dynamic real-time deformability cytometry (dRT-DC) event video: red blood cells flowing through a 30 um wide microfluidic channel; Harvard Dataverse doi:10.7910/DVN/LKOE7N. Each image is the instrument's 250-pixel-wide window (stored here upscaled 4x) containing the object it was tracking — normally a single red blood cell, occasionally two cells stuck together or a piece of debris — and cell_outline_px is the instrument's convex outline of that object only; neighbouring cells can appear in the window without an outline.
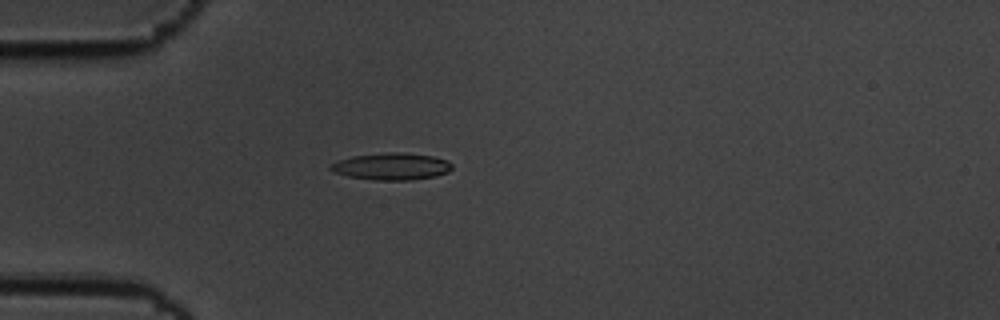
{"species": "common noctule bat (a hibernating species)", "species_latin": "Nyctalus noctula", "temperature_condition": "cold", "stored_images_in_passage": 58, "camera_frame_rate_fps": 3000, "um_per_image_px": 0.085, "animal": {"sex": "male", "body_mass_g": 19.5, "forearm_length_mm": 54.6}, "frame": {"image": 1, "passage_image": 17, "time_ms": 5.333, "image_size_px": [1000, 320], "cell_outline_px": [[452, 168], [448, 172], [436, 176], [408, 180], [376, 180], [348, 176], [336, 172], [328, 168], [332, 164], [340, 160], [352, 156], [384, 152], [404, 152], [432, 156], [448, 160], [452, 164]], "centroid_in_image_um": [33.32, 14.13], "position_along_channel_um": 51.7, "area_um2": 19.02}}
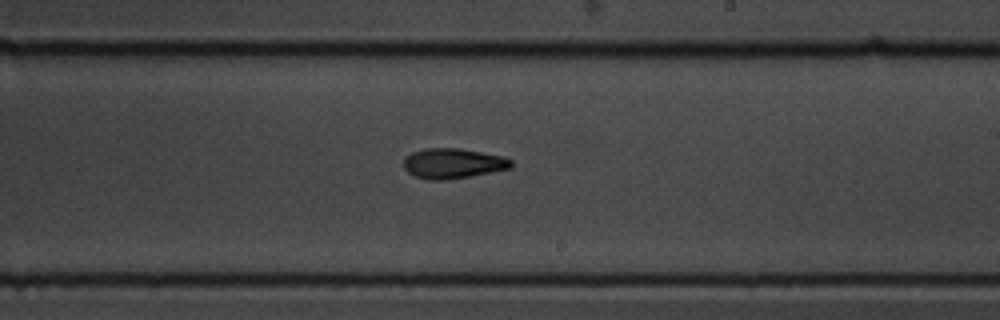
{"frame": {"image": 2, "passage_image": 35, "time_ms": 11.333, "image_size_px": [1000, 320], "cell_outline_px": [[512, 168], [468, 176], [444, 180], [428, 180], [416, 176], [408, 172], [404, 168], [404, 160], [412, 152], [424, 148], [460, 148], [504, 156], [512, 160]], "centroid_in_image_um": [38.51, 13.88], "position_along_channel_um": 250.5, "area_um2": 18.79}}
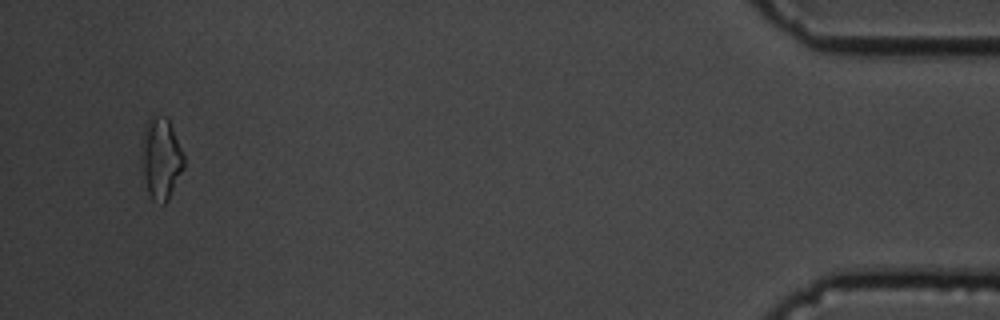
{"frame": {"image": 3, "passage_image": 56, "time_ms": 18.333, "image_size_px": [1000, 320], "cell_outline_px": [[184, 168], [168, 200], [164, 204], [160, 204], [152, 200], [148, 192], [144, 176], [144, 128], [148, 120], [152, 116], [164, 116], [168, 120], [172, 128], [184, 156]], "centroid_in_image_um": [13.73, 13.52], "position_along_channel_um": 421.5, "area_um2": 19.31}, "authors_computed_cell_mechanics": {"area_um2": 17.9758, "velocity_mm_per_s": 3.4979, "shape_relaxation_time_tau1_ms": 4.1074, "shape_relaxation_time_tau2_ms": null, "deformation_change_tau1": 0.1424, "deformation_change_tau2": null}}